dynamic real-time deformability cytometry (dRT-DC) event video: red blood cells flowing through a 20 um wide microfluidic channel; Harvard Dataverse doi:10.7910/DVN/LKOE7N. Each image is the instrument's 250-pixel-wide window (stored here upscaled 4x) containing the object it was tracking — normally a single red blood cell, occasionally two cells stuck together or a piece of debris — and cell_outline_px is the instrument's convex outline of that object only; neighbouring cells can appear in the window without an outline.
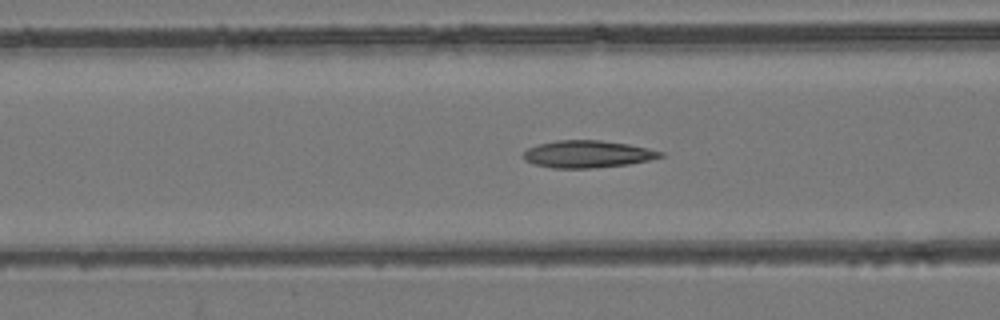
{"species": "common noctule bat (a hibernating species)", "species_latin": "Nyctalus noctula", "temperature_condition": "room temperature", "stored_images_in_passage": 53, "camera_frame_rate_fps": 3000, "um_per_image_px": 0.085, "animal": {"sex": "female", "body_mass_g": 24.6, "forearm_length_mm": 56.2}, "frame": {"image": 1, "passage_image": 21, "time_ms": 6.667, "image_size_px": [1000, 320], "cell_outline_px": [[664, 156], [648, 160], [628, 164], [592, 168], [552, 168], [532, 164], [524, 160], [520, 156], [528, 148], [540, 144], [556, 140], [600, 140], [628, 144], [648, 148], [664, 152]], "centroid_in_image_um": [49.9, 13.1], "position_along_channel_um": 116.7, "area_um2": 21.79}}
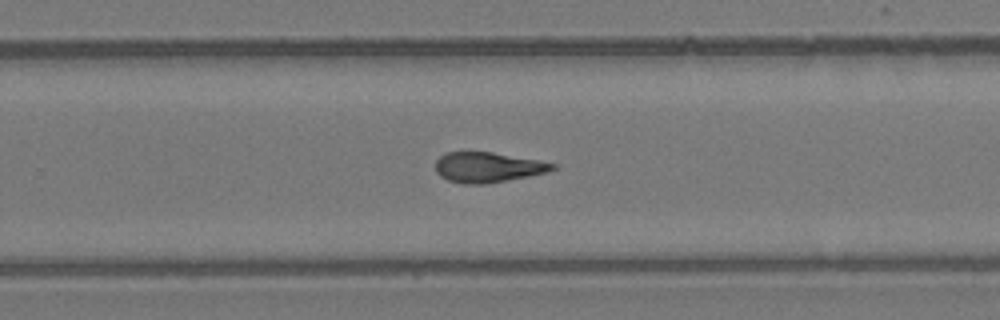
{"frame": {"image": 2, "passage_image": 34, "time_ms": 11.0, "image_size_px": [1000, 320], "cell_outline_px": [[556, 168], [548, 172], [488, 184], [464, 184], [448, 180], [440, 176], [436, 172], [436, 160], [444, 152], [492, 152], [540, 160], [556, 164]], "centroid_in_image_um": [41.46, 14.22], "position_along_channel_um": 288.3, "area_um2": 20.69}}
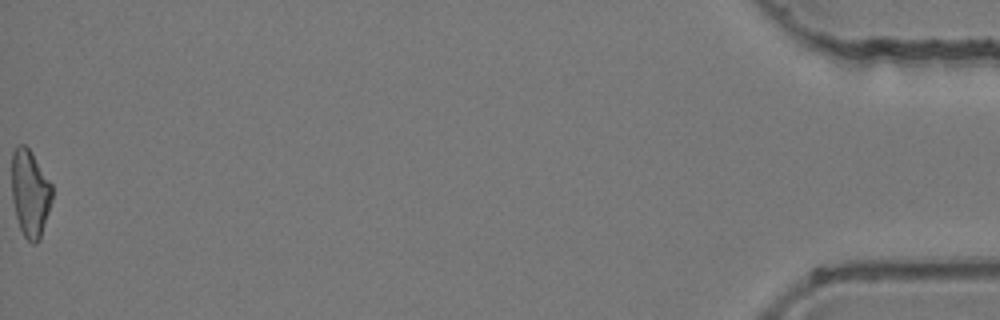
{"frame": {"image": 3, "passage_image": 53, "time_ms": 17.333, "image_size_px": [1000, 320], "cell_outline_px": [[52, 200], [40, 240], [32, 244], [24, 236], [20, 228], [16, 216], [12, 200], [12, 152], [16, 144], [24, 144], [28, 148], [52, 184]], "centroid_in_image_um": [2.55, 16.43], "position_along_channel_um": 432.7, "area_um2": 20.46}, "authors_computed_cell_mechanics": {"area_um2": 21.3282, "velocity_mm_per_s": 3.9676, "shape_relaxation_time_tau1_ms": null, "shape_relaxation_time_tau2_ms": 3.8826, "deformation_change_tau1": null, "deformation_change_tau2": 0.1216}}